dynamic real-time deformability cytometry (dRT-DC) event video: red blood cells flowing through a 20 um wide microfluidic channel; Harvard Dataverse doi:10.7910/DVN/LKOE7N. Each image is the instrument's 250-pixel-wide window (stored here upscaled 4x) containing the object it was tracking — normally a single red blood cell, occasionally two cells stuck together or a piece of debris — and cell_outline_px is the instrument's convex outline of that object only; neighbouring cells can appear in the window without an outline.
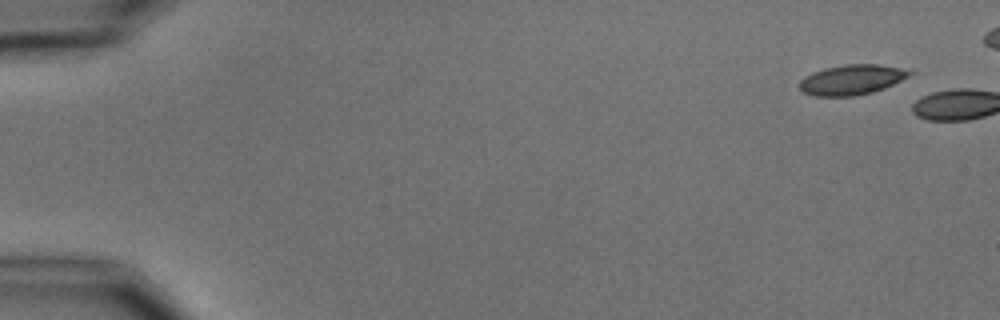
{"species": "common noctule bat (a hibernating species)", "species_latin": "Nyctalus noctula", "temperature_condition": "cold", "stored_images_in_passage": 2, "camera_frame_rate_fps": 3000, "um_per_image_px": 0.085, "animal": {"sex": "male", "body_mass_g": 15.6}, "frame": {"image": 1, "passage_image": 1, "time_ms": 0.0, "image_size_px": [1000, 320], "cell_outline_px": [[916, 72], [884, 88], [872, 92], [852, 96], [816, 96], [804, 92], [800, 88], [800, 80], [804, 76], [812, 72], [824, 68], [844, 64], [880, 64], [912, 68]], "centroid_in_image_um": [72.46, 6.74], "position_along_channel_um": 12.5, "area_um2": 19.54}}